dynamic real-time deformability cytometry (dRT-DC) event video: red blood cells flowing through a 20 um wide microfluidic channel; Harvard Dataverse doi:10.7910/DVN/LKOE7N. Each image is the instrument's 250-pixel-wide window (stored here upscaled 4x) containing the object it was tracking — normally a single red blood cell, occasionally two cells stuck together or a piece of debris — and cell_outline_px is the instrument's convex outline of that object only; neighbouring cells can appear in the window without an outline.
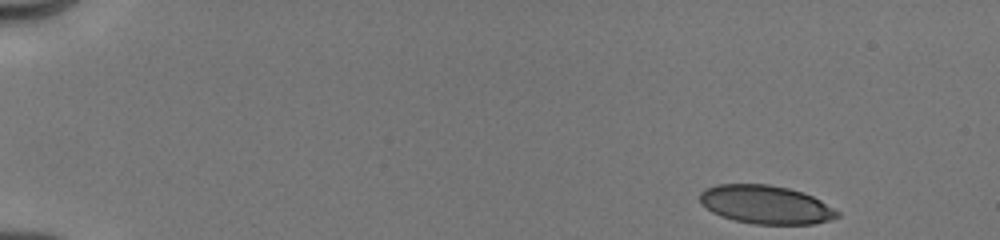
{"species": "human", "species_latin": "Homo sapiens", "temperature_condition": "cold", "stored_images_in_passage": 55, "camera_frame_rate_fps": 3000, "um_per_image_px": 0.085, "donor": {"sex": "male"}, "frame": {"image": 1, "passage_image": 1, "time_ms": 0.0, "image_size_px": [1000, 240], "cell_outline_px": [[840, 216], [828, 220], [812, 224], [752, 224], [720, 216], [712, 212], [700, 204], [700, 192], [704, 188], [716, 184], [768, 184], [788, 188], [804, 192], [820, 200], [840, 212]], "centroid_in_image_um": [65.06, 17.38], "position_along_channel_um": 19.9, "area_um2": 30.92}}
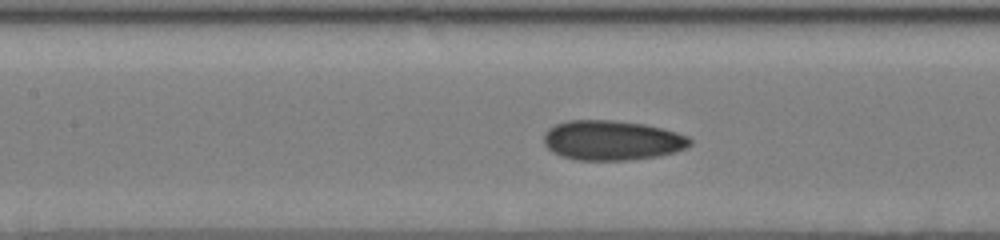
{"frame": {"image": 2, "passage_image": 23, "time_ms": 6.667, "image_size_px": [1000, 240], "cell_outline_px": [[692, 144], [688, 148], [676, 152], [660, 156], [624, 160], [576, 160], [560, 156], [552, 152], [544, 144], [544, 132], [548, 128], [556, 124], [568, 120], [612, 120], [644, 124], [676, 132], [688, 136], [692, 140]], "centroid_in_image_um": [52.02, 11.93], "position_along_channel_um": 155.4, "area_um2": 34.16}}
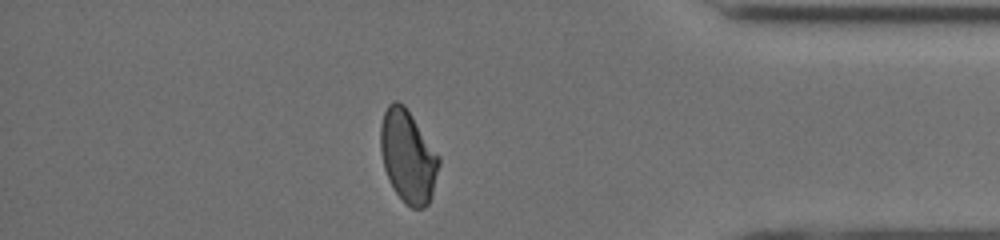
{"frame": {"image": 3, "passage_image": 48, "time_ms": 13.333, "image_size_px": [1000, 240], "cell_outline_px": [[440, 164], [432, 196], [428, 204], [424, 208], [412, 208], [396, 192], [388, 180], [384, 168], [380, 152], [380, 124], [384, 112], [388, 104], [392, 100], [396, 100], [404, 104], [440, 156]], "centroid_in_image_um": [34.67, 13.27], "position_along_channel_um": 400.5, "area_um2": 31.62}, "authors_computed_cell_mechanics": {"area_um2": 32.2524, "velocity_mm_per_s": 4.0187, "shape_relaxation_time_tau1_ms": null, "shape_relaxation_time_tau2_ms": 1.6544, "deformation_change_tau1": null, "deformation_change_tau2": 0.0756}}